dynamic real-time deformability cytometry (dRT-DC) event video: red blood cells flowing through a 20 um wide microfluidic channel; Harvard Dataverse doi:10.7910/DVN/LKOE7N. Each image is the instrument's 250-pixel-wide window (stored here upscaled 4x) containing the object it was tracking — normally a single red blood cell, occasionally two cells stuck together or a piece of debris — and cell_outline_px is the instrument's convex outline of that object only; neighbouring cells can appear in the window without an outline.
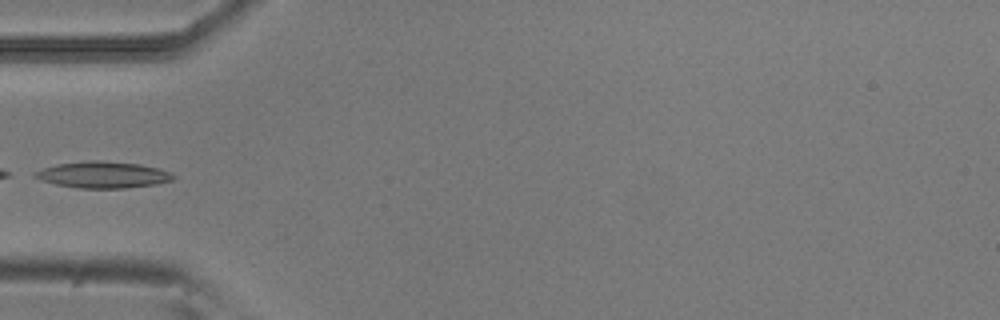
{"species": "common noctule bat (a hibernating species)", "species_latin": "Nyctalus noctula", "temperature_condition": "room temperature", "stored_images_in_passage": 33, "camera_frame_rate_fps": 3000, "um_per_image_px": 0.085, "animal": {"sex": "male", "body_mass_g": 20.5, "forearm_length_mm": 52.5}, "frame": {"image": 1, "passage_image": 1, "time_ms": 0.0, "image_size_px": [1000, 320], "cell_outline_px": [[176, 176], [172, 180], [156, 184], [124, 188], [80, 188], [56, 184], [32, 176], [32, 172], [56, 164], [92, 160], [104, 160], [140, 164], [160, 168]], "centroid_in_image_um": [8.76, 14.84], "position_along_channel_um": 76.2, "area_um2": 21.27}}
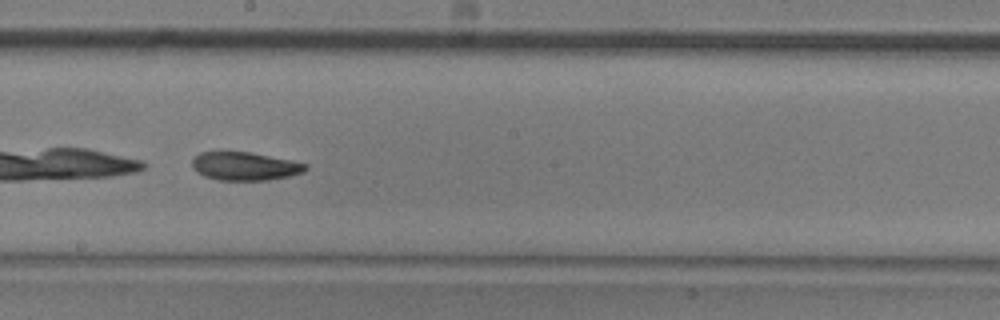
{"frame": {"image": 2, "passage_image": 13, "time_ms": 4.0, "image_size_px": [1000, 320], "cell_outline_px": [[308, 168], [304, 172], [288, 176], [268, 180], [220, 180], [204, 176], [196, 172], [192, 168], [192, 160], [200, 152], [252, 152], [292, 160], [308, 164]], "centroid_in_image_um": [20.83, 14.12], "position_along_channel_um": 227.4, "area_um2": 18.79}}
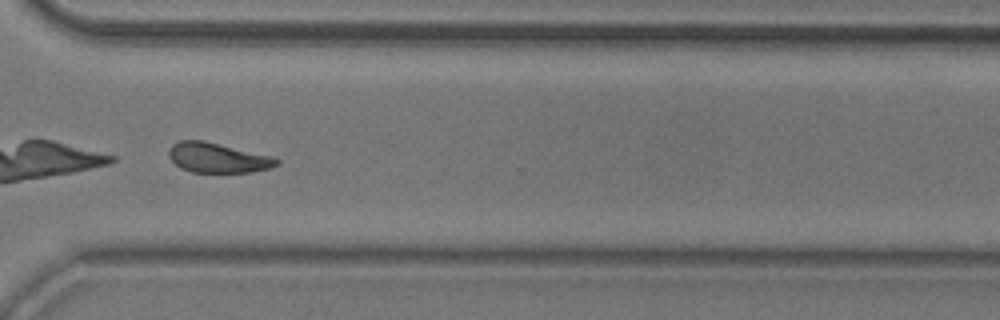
{"frame": {"image": 3, "passage_image": 23, "time_ms": 7.333, "image_size_px": [1000, 320], "cell_outline_px": [[280, 164], [268, 168], [252, 172], [192, 172], [180, 168], [168, 156], [168, 152], [172, 144], [180, 140], [204, 140], [272, 156], [280, 160]], "centroid_in_image_um": [18.5, 13.4], "position_along_channel_um": 352.1, "area_um2": 18.79}}